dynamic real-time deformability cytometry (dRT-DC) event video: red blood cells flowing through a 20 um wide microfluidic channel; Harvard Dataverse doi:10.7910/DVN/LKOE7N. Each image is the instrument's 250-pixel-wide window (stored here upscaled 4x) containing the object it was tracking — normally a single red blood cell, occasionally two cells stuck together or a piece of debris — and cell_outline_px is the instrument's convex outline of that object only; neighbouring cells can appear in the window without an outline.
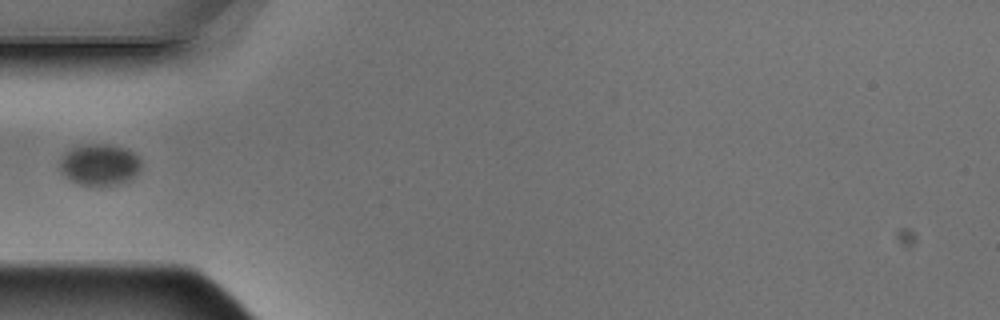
{"species": "Egyptian fruit bat (a non-hibernating species)", "species_latin": "Rousettus aegyptiacus", "temperature_condition": "warm", "stored_images_in_passage": 10, "camera_frame_rate_fps": 3000, "um_per_image_px": 0.085, "animal": {"sex": "male"}, "frame": {"image": 1, "passage_image": 4, "time_ms": 1.0, "image_size_px": [1000, 320], "cell_outline_px": [[140, 168], [136, 176], [132, 180], [120, 184], [100, 188], [80, 184], [72, 180], [60, 172], [60, 164], [64, 156], [72, 148], [92, 144], [108, 144], [124, 148], [132, 152], [140, 160]], "centroid_in_image_um": [8.51, 14.05], "position_along_channel_um": 76.5, "area_um2": 19.71}}
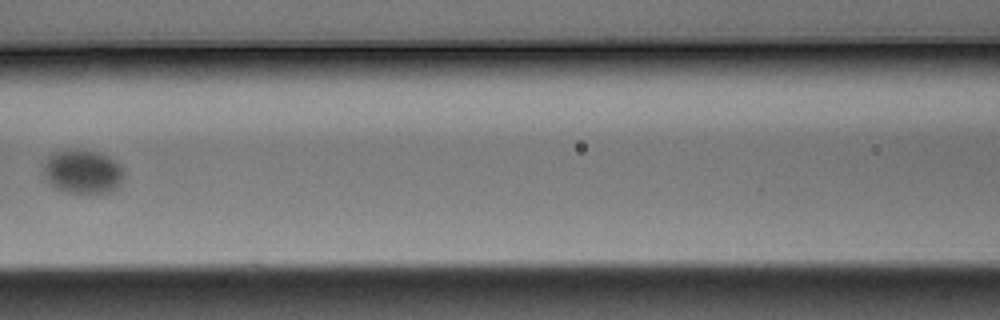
{"frame": {"image": 2, "passage_image": 6, "time_ms": 1.667, "image_size_px": [1000, 320], "cell_outline_px": [[124, 176], [120, 184], [112, 192], [68, 192], [56, 188], [48, 180], [44, 172], [44, 164], [48, 156], [52, 152], [92, 152], [104, 156], [112, 160], [124, 172]], "centroid_in_image_um": [7.02, 14.64], "position_along_channel_um": 159.6, "area_um2": 19.42}}
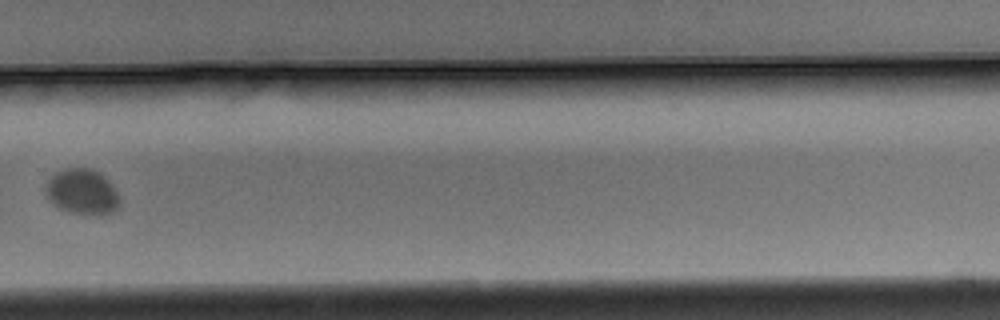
{"frame": {"image": 3, "passage_image": 10, "time_ms": 3.0, "image_size_px": [1000, 320], "cell_outline_px": [[120, 204], [112, 212], [72, 212], [60, 208], [48, 200], [44, 188], [48, 180], [56, 172], [64, 168], [88, 168], [104, 176], [112, 184], [120, 200]], "centroid_in_image_um": [6.94, 16.25], "position_along_channel_um": 322.9, "area_um2": 18.96}}